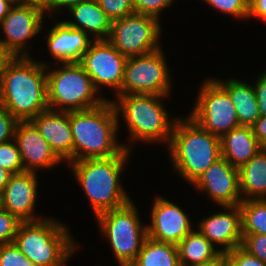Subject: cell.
I'll list each match as a JSON object with an SVG mask.
<instances>
[{
	"mask_svg": "<svg viewBox=\"0 0 266 266\" xmlns=\"http://www.w3.org/2000/svg\"><path fill=\"white\" fill-rule=\"evenodd\" d=\"M0 104L18 121L49 109L46 66L33 56L14 57L0 76Z\"/></svg>",
	"mask_w": 266,
	"mask_h": 266,
	"instance_id": "1",
	"label": "cell"
},
{
	"mask_svg": "<svg viewBox=\"0 0 266 266\" xmlns=\"http://www.w3.org/2000/svg\"><path fill=\"white\" fill-rule=\"evenodd\" d=\"M169 96L157 94H125L109 99L116 110L118 121L123 118L128 134L126 150L135 151L133 143L156 145L167 148L171 141L173 127L179 115H171L163 100ZM121 116V117H120ZM174 116V117H173Z\"/></svg>",
	"mask_w": 266,
	"mask_h": 266,
	"instance_id": "2",
	"label": "cell"
},
{
	"mask_svg": "<svg viewBox=\"0 0 266 266\" xmlns=\"http://www.w3.org/2000/svg\"><path fill=\"white\" fill-rule=\"evenodd\" d=\"M132 151L124 149L109 158L85 159L68 163L75 181L81 187L94 217L124 206L132 200L121 182Z\"/></svg>",
	"mask_w": 266,
	"mask_h": 266,
	"instance_id": "3",
	"label": "cell"
},
{
	"mask_svg": "<svg viewBox=\"0 0 266 266\" xmlns=\"http://www.w3.org/2000/svg\"><path fill=\"white\" fill-rule=\"evenodd\" d=\"M123 125L118 121L113 103L107 100L98 107L70 112L73 136V162L109 158L125 148L118 134ZM119 131V132H118Z\"/></svg>",
	"mask_w": 266,
	"mask_h": 266,
	"instance_id": "4",
	"label": "cell"
},
{
	"mask_svg": "<svg viewBox=\"0 0 266 266\" xmlns=\"http://www.w3.org/2000/svg\"><path fill=\"white\" fill-rule=\"evenodd\" d=\"M165 149L173 172L189 186L221 157L220 138L188 115L178 117L169 146Z\"/></svg>",
	"mask_w": 266,
	"mask_h": 266,
	"instance_id": "5",
	"label": "cell"
},
{
	"mask_svg": "<svg viewBox=\"0 0 266 266\" xmlns=\"http://www.w3.org/2000/svg\"><path fill=\"white\" fill-rule=\"evenodd\" d=\"M13 242L35 266H67L81 247L65 222L49 216L21 222Z\"/></svg>",
	"mask_w": 266,
	"mask_h": 266,
	"instance_id": "6",
	"label": "cell"
},
{
	"mask_svg": "<svg viewBox=\"0 0 266 266\" xmlns=\"http://www.w3.org/2000/svg\"><path fill=\"white\" fill-rule=\"evenodd\" d=\"M54 67L51 64L46 66L49 109L81 111L98 107L109 100L95 88L79 62L56 63Z\"/></svg>",
	"mask_w": 266,
	"mask_h": 266,
	"instance_id": "7",
	"label": "cell"
},
{
	"mask_svg": "<svg viewBox=\"0 0 266 266\" xmlns=\"http://www.w3.org/2000/svg\"><path fill=\"white\" fill-rule=\"evenodd\" d=\"M139 211L131 200L122 207L95 217L101 237L107 239L117 266H130L148 237Z\"/></svg>",
	"mask_w": 266,
	"mask_h": 266,
	"instance_id": "8",
	"label": "cell"
},
{
	"mask_svg": "<svg viewBox=\"0 0 266 266\" xmlns=\"http://www.w3.org/2000/svg\"><path fill=\"white\" fill-rule=\"evenodd\" d=\"M199 87L189 117L219 138L240 126L231 97L212 76Z\"/></svg>",
	"mask_w": 266,
	"mask_h": 266,
	"instance_id": "9",
	"label": "cell"
},
{
	"mask_svg": "<svg viewBox=\"0 0 266 266\" xmlns=\"http://www.w3.org/2000/svg\"><path fill=\"white\" fill-rule=\"evenodd\" d=\"M162 47L153 52L127 57L121 95L157 94L172 96L173 82Z\"/></svg>",
	"mask_w": 266,
	"mask_h": 266,
	"instance_id": "10",
	"label": "cell"
},
{
	"mask_svg": "<svg viewBox=\"0 0 266 266\" xmlns=\"http://www.w3.org/2000/svg\"><path fill=\"white\" fill-rule=\"evenodd\" d=\"M161 21L134 13L112 21L108 41L124 56L144 55L162 47Z\"/></svg>",
	"mask_w": 266,
	"mask_h": 266,
	"instance_id": "11",
	"label": "cell"
},
{
	"mask_svg": "<svg viewBox=\"0 0 266 266\" xmlns=\"http://www.w3.org/2000/svg\"><path fill=\"white\" fill-rule=\"evenodd\" d=\"M45 16L47 13L41 7L15 3L0 23V41L15 57L32 56L29 43L43 32Z\"/></svg>",
	"mask_w": 266,
	"mask_h": 266,
	"instance_id": "12",
	"label": "cell"
},
{
	"mask_svg": "<svg viewBox=\"0 0 266 266\" xmlns=\"http://www.w3.org/2000/svg\"><path fill=\"white\" fill-rule=\"evenodd\" d=\"M127 57L122 55L108 40H94L79 63L91 77L100 92L107 87L114 97L121 95L124 67Z\"/></svg>",
	"mask_w": 266,
	"mask_h": 266,
	"instance_id": "13",
	"label": "cell"
},
{
	"mask_svg": "<svg viewBox=\"0 0 266 266\" xmlns=\"http://www.w3.org/2000/svg\"><path fill=\"white\" fill-rule=\"evenodd\" d=\"M152 200L150 223L146 224L148 237L165 243L177 245L195 226L193 220L174 202L155 195Z\"/></svg>",
	"mask_w": 266,
	"mask_h": 266,
	"instance_id": "14",
	"label": "cell"
},
{
	"mask_svg": "<svg viewBox=\"0 0 266 266\" xmlns=\"http://www.w3.org/2000/svg\"><path fill=\"white\" fill-rule=\"evenodd\" d=\"M217 206H235L243 200L239 190L238 169L222 156L217 159L192 185Z\"/></svg>",
	"mask_w": 266,
	"mask_h": 266,
	"instance_id": "15",
	"label": "cell"
},
{
	"mask_svg": "<svg viewBox=\"0 0 266 266\" xmlns=\"http://www.w3.org/2000/svg\"><path fill=\"white\" fill-rule=\"evenodd\" d=\"M38 173L24 171L12 174L4 190L0 193L1 207L15 215L21 222L38 221L45 216L37 215L39 179Z\"/></svg>",
	"mask_w": 266,
	"mask_h": 266,
	"instance_id": "16",
	"label": "cell"
},
{
	"mask_svg": "<svg viewBox=\"0 0 266 266\" xmlns=\"http://www.w3.org/2000/svg\"><path fill=\"white\" fill-rule=\"evenodd\" d=\"M53 20H55L54 23ZM58 20L54 17L50 20L53 23L50 29H45V25L42 28V30L47 32H45L44 37L49 56L50 58L52 57L53 61L55 60L54 62L39 60L45 66L50 63L54 65L56 63L79 62L85 51L94 41L82 30L72 28L63 19L61 21Z\"/></svg>",
	"mask_w": 266,
	"mask_h": 266,
	"instance_id": "17",
	"label": "cell"
},
{
	"mask_svg": "<svg viewBox=\"0 0 266 266\" xmlns=\"http://www.w3.org/2000/svg\"><path fill=\"white\" fill-rule=\"evenodd\" d=\"M14 139L20 151L24 171L39 173L63 163L31 121L17 122Z\"/></svg>",
	"mask_w": 266,
	"mask_h": 266,
	"instance_id": "18",
	"label": "cell"
},
{
	"mask_svg": "<svg viewBox=\"0 0 266 266\" xmlns=\"http://www.w3.org/2000/svg\"><path fill=\"white\" fill-rule=\"evenodd\" d=\"M221 211L201 218L196 229L220 252H230L242 244L240 206H220Z\"/></svg>",
	"mask_w": 266,
	"mask_h": 266,
	"instance_id": "19",
	"label": "cell"
},
{
	"mask_svg": "<svg viewBox=\"0 0 266 266\" xmlns=\"http://www.w3.org/2000/svg\"><path fill=\"white\" fill-rule=\"evenodd\" d=\"M31 122L39 130L51 149L65 163L73 162V136L70 126V112L47 109Z\"/></svg>",
	"mask_w": 266,
	"mask_h": 266,
	"instance_id": "20",
	"label": "cell"
},
{
	"mask_svg": "<svg viewBox=\"0 0 266 266\" xmlns=\"http://www.w3.org/2000/svg\"><path fill=\"white\" fill-rule=\"evenodd\" d=\"M67 15L69 19L64 18V21L72 28L82 30L93 40L108 39L112 21L97 0H89L74 5L67 10Z\"/></svg>",
	"mask_w": 266,
	"mask_h": 266,
	"instance_id": "21",
	"label": "cell"
},
{
	"mask_svg": "<svg viewBox=\"0 0 266 266\" xmlns=\"http://www.w3.org/2000/svg\"><path fill=\"white\" fill-rule=\"evenodd\" d=\"M221 156L234 168H241L254 157L263 146L253 133L251 126L240 125L220 138Z\"/></svg>",
	"mask_w": 266,
	"mask_h": 266,
	"instance_id": "22",
	"label": "cell"
},
{
	"mask_svg": "<svg viewBox=\"0 0 266 266\" xmlns=\"http://www.w3.org/2000/svg\"><path fill=\"white\" fill-rule=\"evenodd\" d=\"M229 94L236 109L239 125L252 126L261 116L253 84L238 78L218 79L212 76Z\"/></svg>",
	"mask_w": 266,
	"mask_h": 266,
	"instance_id": "23",
	"label": "cell"
},
{
	"mask_svg": "<svg viewBox=\"0 0 266 266\" xmlns=\"http://www.w3.org/2000/svg\"><path fill=\"white\" fill-rule=\"evenodd\" d=\"M242 200L266 199V148L238 169Z\"/></svg>",
	"mask_w": 266,
	"mask_h": 266,
	"instance_id": "24",
	"label": "cell"
},
{
	"mask_svg": "<svg viewBox=\"0 0 266 266\" xmlns=\"http://www.w3.org/2000/svg\"><path fill=\"white\" fill-rule=\"evenodd\" d=\"M177 249L181 266H197L220 253L196 228L177 244Z\"/></svg>",
	"mask_w": 266,
	"mask_h": 266,
	"instance_id": "25",
	"label": "cell"
},
{
	"mask_svg": "<svg viewBox=\"0 0 266 266\" xmlns=\"http://www.w3.org/2000/svg\"><path fill=\"white\" fill-rule=\"evenodd\" d=\"M130 266H181L177 245L147 237Z\"/></svg>",
	"mask_w": 266,
	"mask_h": 266,
	"instance_id": "26",
	"label": "cell"
},
{
	"mask_svg": "<svg viewBox=\"0 0 266 266\" xmlns=\"http://www.w3.org/2000/svg\"><path fill=\"white\" fill-rule=\"evenodd\" d=\"M239 206L242 234H266V199L243 200Z\"/></svg>",
	"mask_w": 266,
	"mask_h": 266,
	"instance_id": "27",
	"label": "cell"
},
{
	"mask_svg": "<svg viewBox=\"0 0 266 266\" xmlns=\"http://www.w3.org/2000/svg\"><path fill=\"white\" fill-rule=\"evenodd\" d=\"M205 4L216 9V12L232 16L237 20H248L249 3L247 0H202Z\"/></svg>",
	"mask_w": 266,
	"mask_h": 266,
	"instance_id": "28",
	"label": "cell"
},
{
	"mask_svg": "<svg viewBox=\"0 0 266 266\" xmlns=\"http://www.w3.org/2000/svg\"><path fill=\"white\" fill-rule=\"evenodd\" d=\"M0 166L12 174L24 172L20 151L15 139L0 143Z\"/></svg>",
	"mask_w": 266,
	"mask_h": 266,
	"instance_id": "29",
	"label": "cell"
},
{
	"mask_svg": "<svg viewBox=\"0 0 266 266\" xmlns=\"http://www.w3.org/2000/svg\"><path fill=\"white\" fill-rule=\"evenodd\" d=\"M111 21L135 13L134 0H97Z\"/></svg>",
	"mask_w": 266,
	"mask_h": 266,
	"instance_id": "30",
	"label": "cell"
},
{
	"mask_svg": "<svg viewBox=\"0 0 266 266\" xmlns=\"http://www.w3.org/2000/svg\"><path fill=\"white\" fill-rule=\"evenodd\" d=\"M0 266H35L14 242L0 245Z\"/></svg>",
	"mask_w": 266,
	"mask_h": 266,
	"instance_id": "31",
	"label": "cell"
},
{
	"mask_svg": "<svg viewBox=\"0 0 266 266\" xmlns=\"http://www.w3.org/2000/svg\"><path fill=\"white\" fill-rule=\"evenodd\" d=\"M176 0H134L135 13L149 15L159 20L163 11L174 4Z\"/></svg>",
	"mask_w": 266,
	"mask_h": 266,
	"instance_id": "32",
	"label": "cell"
},
{
	"mask_svg": "<svg viewBox=\"0 0 266 266\" xmlns=\"http://www.w3.org/2000/svg\"><path fill=\"white\" fill-rule=\"evenodd\" d=\"M20 223L15 215L0 207V245L14 241Z\"/></svg>",
	"mask_w": 266,
	"mask_h": 266,
	"instance_id": "33",
	"label": "cell"
},
{
	"mask_svg": "<svg viewBox=\"0 0 266 266\" xmlns=\"http://www.w3.org/2000/svg\"><path fill=\"white\" fill-rule=\"evenodd\" d=\"M241 247L266 263V234H242Z\"/></svg>",
	"mask_w": 266,
	"mask_h": 266,
	"instance_id": "34",
	"label": "cell"
},
{
	"mask_svg": "<svg viewBox=\"0 0 266 266\" xmlns=\"http://www.w3.org/2000/svg\"><path fill=\"white\" fill-rule=\"evenodd\" d=\"M229 266H266V263L249 254L241 246L228 252Z\"/></svg>",
	"mask_w": 266,
	"mask_h": 266,
	"instance_id": "35",
	"label": "cell"
},
{
	"mask_svg": "<svg viewBox=\"0 0 266 266\" xmlns=\"http://www.w3.org/2000/svg\"><path fill=\"white\" fill-rule=\"evenodd\" d=\"M18 120L0 104V143L14 139Z\"/></svg>",
	"mask_w": 266,
	"mask_h": 266,
	"instance_id": "36",
	"label": "cell"
},
{
	"mask_svg": "<svg viewBox=\"0 0 266 266\" xmlns=\"http://www.w3.org/2000/svg\"><path fill=\"white\" fill-rule=\"evenodd\" d=\"M252 82L258 100L260 115H266V69L260 72Z\"/></svg>",
	"mask_w": 266,
	"mask_h": 266,
	"instance_id": "37",
	"label": "cell"
},
{
	"mask_svg": "<svg viewBox=\"0 0 266 266\" xmlns=\"http://www.w3.org/2000/svg\"><path fill=\"white\" fill-rule=\"evenodd\" d=\"M89 0H50L48 8H47V17L49 20L53 17H57L56 15L63 14L70 7L80 4L81 2H85ZM57 13V14H56Z\"/></svg>",
	"mask_w": 266,
	"mask_h": 266,
	"instance_id": "38",
	"label": "cell"
},
{
	"mask_svg": "<svg viewBox=\"0 0 266 266\" xmlns=\"http://www.w3.org/2000/svg\"><path fill=\"white\" fill-rule=\"evenodd\" d=\"M258 19L266 23V0H252L249 3L248 20Z\"/></svg>",
	"mask_w": 266,
	"mask_h": 266,
	"instance_id": "39",
	"label": "cell"
},
{
	"mask_svg": "<svg viewBox=\"0 0 266 266\" xmlns=\"http://www.w3.org/2000/svg\"><path fill=\"white\" fill-rule=\"evenodd\" d=\"M251 127L259 143L266 148V115H261Z\"/></svg>",
	"mask_w": 266,
	"mask_h": 266,
	"instance_id": "40",
	"label": "cell"
},
{
	"mask_svg": "<svg viewBox=\"0 0 266 266\" xmlns=\"http://www.w3.org/2000/svg\"><path fill=\"white\" fill-rule=\"evenodd\" d=\"M197 266H229L228 252H220L213 259Z\"/></svg>",
	"mask_w": 266,
	"mask_h": 266,
	"instance_id": "41",
	"label": "cell"
},
{
	"mask_svg": "<svg viewBox=\"0 0 266 266\" xmlns=\"http://www.w3.org/2000/svg\"><path fill=\"white\" fill-rule=\"evenodd\" d=\"M15 56L6 48V46L0 41V76L5 67Z\"/></svg>",
	"mask_w": 266,
	"mask_h": 266,
	"instance_id": "42",
	"label": "cell"
},
{
	"mask_svg": "<svg viewBox=\"0 0 266 266\" xmlns=\"http://www.w3.org/2000/svg\"><path fill=\"white\" fill-rule=\"evenodd\" d=\"M14 4V0H0V23Z\"/></svg>",
	"mask_w": 266,
	"mask_h": 266,
	"instance_id": "43",
	"label": "cell"
},
{
	"mask_svg": "<svg viewBox=\"0 0 266 266\" xmlns=\"http://www.w3.org/2000/svg\"><path fill=\"white\" fill-rule=\"evenodd\" d=\"M50 0H14L16 4H31L41 7L45 11H47Z\"/></svg>",
	"mask_w": 266,
	"mask_h": 266,
	"instance_id": "44",
	"label": "cell"
},
{
	"mask_svg": "<svg viewBox=\"0 0 266 266\" xmlns=\"http://www.w3.org/2000/svg\"><path fill=\"white\" fill-rule=\"evenodd\" d=\"M12 173L0 166V193L4 190L9 182Z\"/></svg>",
	"mask_w": 266,
	"mask_h": 266,
	"instance_id": "45",
	"label": "cell"
}]
</instances>
